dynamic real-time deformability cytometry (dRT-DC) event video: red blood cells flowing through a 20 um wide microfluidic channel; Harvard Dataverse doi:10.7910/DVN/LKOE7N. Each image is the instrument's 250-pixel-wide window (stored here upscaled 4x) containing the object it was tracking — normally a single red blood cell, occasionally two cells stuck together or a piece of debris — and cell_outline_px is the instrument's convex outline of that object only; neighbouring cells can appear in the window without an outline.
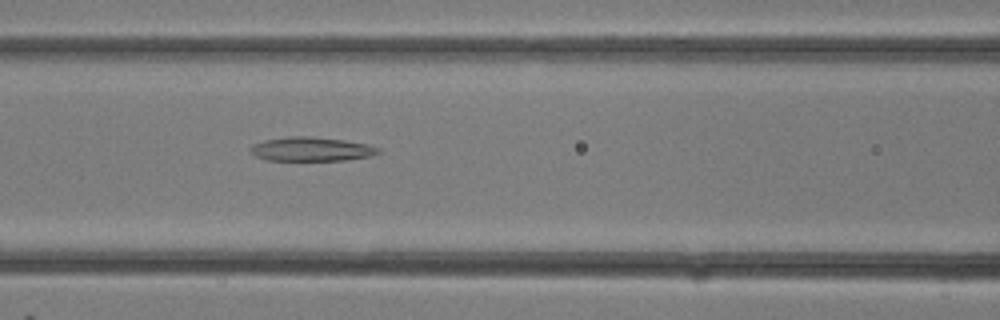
{"species": "common noctule bat (a hibernating species)", "species_latin": "Nyctalus noctula", "temperature_condition": "room temperature", "stored_images_in_passage": 14, "camera_frame_rate_fps": 3000, "um_per_image_px": 0.085, "animal": {"sex": "female"}, "frame": {"image": 1, "passage_image": 14, "time_ms": 4.333, "image_size_px": [1000, 320], "cell_outline_px": [[380, 152], [372, 156], [344, 160], [268, 160], [256, 156], [248, 148], [252, 144], [264, 140], [288, 136], [312, 136], [344, 140], [368, 144], [380, 148]], "centroid_in_image_um": [26.47, 12.66], "position_along_channel_um": 140.1, "area_um2": 17.98}}